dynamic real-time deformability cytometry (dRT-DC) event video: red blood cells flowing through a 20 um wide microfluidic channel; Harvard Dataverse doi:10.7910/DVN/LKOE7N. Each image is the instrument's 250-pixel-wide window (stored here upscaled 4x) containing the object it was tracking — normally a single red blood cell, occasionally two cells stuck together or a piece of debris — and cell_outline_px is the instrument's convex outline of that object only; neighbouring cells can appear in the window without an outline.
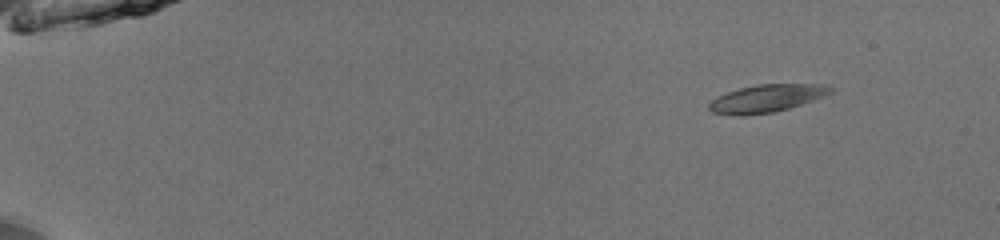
{"species": "common noctule bat (a hibernating species)", "species_latin": "Nyctalus noctula", "temperature_condition": "room temperature", "stored_images_in_passage": 47, "camera_frame_rate_fps": 3000, "um_per_image_px": 0.085, "animal": {"sex": "male", "body_mass_g": 13.0, "forearm_length_mm": 53.1}, "frame": {"image": 1, "passage_image": 1, "time_ms": 0.0, "image_size_px": [1000, 240], "cell_outline_px": [[836, 88], [832, 92], [824, 96], [788, 108], [772, 112], [744, 116], [740, 116], [712, 112], [708, 108], [708, 104], [716, 96], [740, 88], [756, 84], [828, 84]], "centroid_in_image_um": [65.17, 8.35], "position_along_channel_um": 19.8, "area_um2": 19.59}}
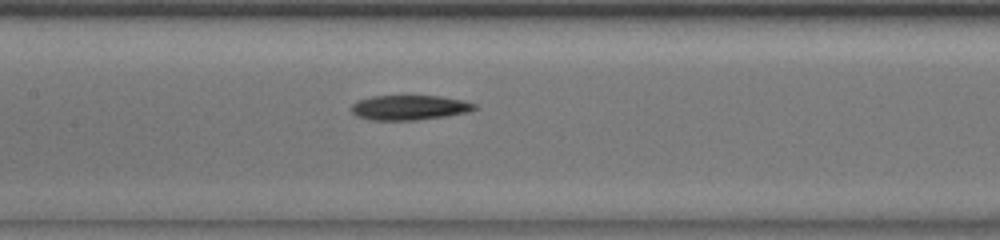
{"frame": {"image": 2, "passage_image": 22, "time_ms": 7.0, "image_size_px": [1000, 240], "cell_outline_px": [[480, 108], [468, 112], [444, 116], [416, 120], [368, 120], [356, 116], [348, 108], [352, 104], [360, 100], [372, 96], [440, 96], [464, 100], [476, 104]], "centroid_in_image_um": [34.8, 9.14], "position_along_channel_um": 172.6, "area_um2": 17.98}}
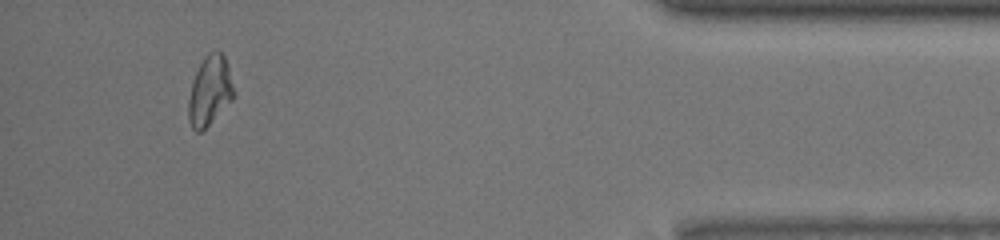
{"frame": {"image": 3, "passage_image": 44, "time_ms": 14.333, "image_size_px": [1000, 240], "cell_outline_px": [[236, 96], [200, 132], [196, 132], [192, 128], [188, 120], [188, 100], [192, 84], [196, 72], [204, 56], [208, 52], [220, 52], [224, 56], [236, 92]], "centroid_in_image_um": [17.84, 7.72], "position_along_channel_um": 417.4, "area_um2": 18.15}}